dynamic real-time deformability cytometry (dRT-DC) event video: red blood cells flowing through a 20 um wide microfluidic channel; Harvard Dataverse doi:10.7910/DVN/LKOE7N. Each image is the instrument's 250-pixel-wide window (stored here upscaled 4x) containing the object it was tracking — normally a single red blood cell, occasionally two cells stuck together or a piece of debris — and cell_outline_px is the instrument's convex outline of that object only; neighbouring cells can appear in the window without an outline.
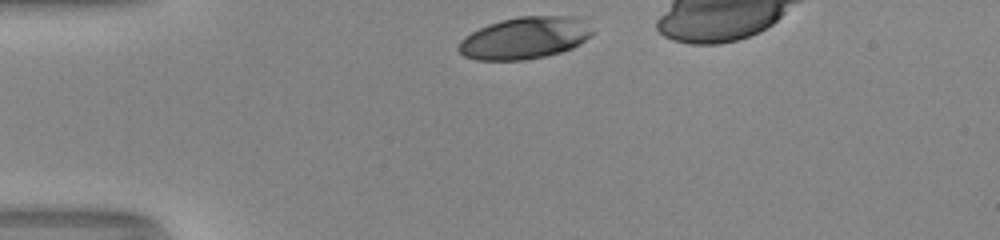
{"species": "human", "species_latin": "Homo sapiens", "temperature_condition": "room temperature", "stored_images_in_passage": 30, "camera_frame_rate_fps": 3000, "um_per_image_px": 0.085, "donor": {"sex": "male"}, "frame": {"image": 1, "passage_image": 1, "time_ms": 0.0, "image_size_px": [1000, 240], "cell_outline_px": [[596, 32], [580, 44], [572, 48], [560, 52], [544, 56], [524, 60], [476, 60], [464, 56], [456, 48], [460, 40], [464, 36], [488, 24], [500, 20], [520, 16], [576, 16], [584, 20]], "centroid_in_image_um": [44.62, 3.22], "position_along_channel_um": 40.4, "area_um2": 33.0}}
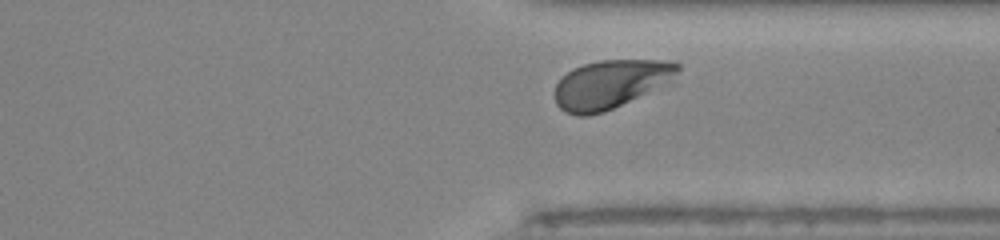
{"frame": {"image": 2, "passage_image": 28, "time_ms": 9.0, "image_size_px": [1000, 240], "cell_outline_px": [[680, 68], [668, 84], [604, 112], [588, 116], [576, 116], [564, 112], [556, 104], [556, 84], [572, 68], [584, 64], [600, 60], [668, 60], [680, 64]], "centroid_in_image_um": [51.91, 7.16], "position_along_channel_um": 359.5, "area_um2": 34.74}, "authors_computed_cell_mechanics": {"area_um2": 34.9401, "velocity_mm_per_s": 3.974, "shape_relaxation_time_tau1_ms": 2.4022, "shape_relaxation_time_tau2_ms": null, "deformation_change_tau1": 0.1592, "deformation_change_tau2": null}}